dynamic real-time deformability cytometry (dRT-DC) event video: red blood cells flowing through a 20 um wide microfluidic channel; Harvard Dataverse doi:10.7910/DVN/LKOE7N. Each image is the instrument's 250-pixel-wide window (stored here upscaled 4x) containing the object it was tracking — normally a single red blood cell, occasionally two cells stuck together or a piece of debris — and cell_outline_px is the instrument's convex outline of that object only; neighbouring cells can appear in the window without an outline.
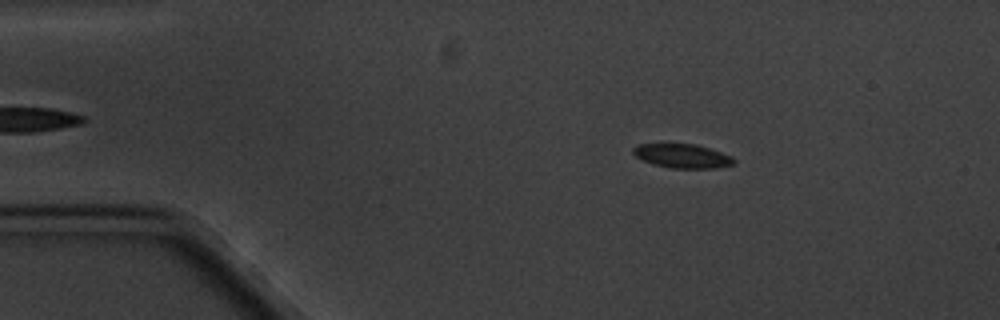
{"species": "common noctule bat (a hibernating species)", "species_latin": "Nyctalus noctula", "temperature_condition": "cold", "stored_images_in_passage": 4, "segment_of_instrument_passage": [1, 2], "camera_frame_rate_fps": 3000, "um_per_image_px": 0.085, "animal": {"sex": "male", "body_mass_g": 20.1, "forearm_length_mm": 53.5}, "frame": {"image": 1, "passage_image": 1, "time_ms": 0.0, "image_size_px": [1000, 320], "cell_outline_px": [[736, 164], [716, 168], [672, 168], [652, 164], [636, 156], [632, 152], [632, 148], [636, 144], [696, 144], [732, 156], [736, 160]], "centroid_in_image_um": [58.01, 13.26], "position_along_channel_um": 27.0, "area_um2": 14.1}}